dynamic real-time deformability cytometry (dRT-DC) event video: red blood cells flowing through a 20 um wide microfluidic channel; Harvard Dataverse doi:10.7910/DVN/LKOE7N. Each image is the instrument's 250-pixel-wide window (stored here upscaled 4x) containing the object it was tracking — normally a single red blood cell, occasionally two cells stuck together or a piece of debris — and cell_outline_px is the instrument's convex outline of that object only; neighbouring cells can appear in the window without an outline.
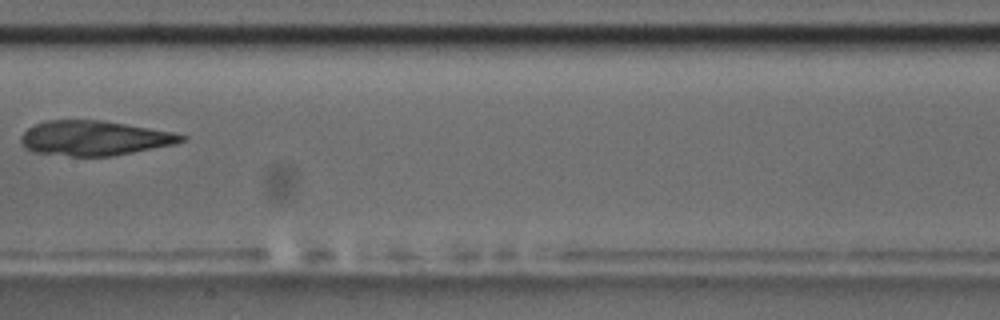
{"species": "common noctule bat (a hibernating species)", "species_latin": "Nyctalus noctula", "temperature_condition": "room temperature", "stored_images_in_passage": 11, "camera_frame_rate_fps": 3000, "um_per_image_px": 0.085, "animal": {"sex": "male", "body_mass_g": 17.5, "forearm_length_mm": 52.3}, "frame": {"image": 1, "passage_image": 8, "time_ms": 9.0, "image_size_px": [1000, 320], "cell_outline_px": [[188, 136], [184, 140], [176, 144], [112, 156], [72, 156], [32, 152], [24, 148], [20, 144], [20, 136], [28, 128], [44, 120], [104, 120], [176, 132]], "centroid_in_image_um": [8.02, 11.73], "position_along_channel_um": 199.4, "area_um2": 32.89}}